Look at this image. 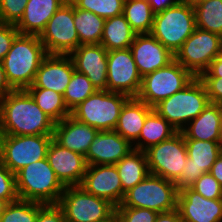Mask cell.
<instances>
[{"mask_svg": "<svg viewBox=\"0 0 222 222\" xmlns=\"http://www.w3.org/2000/svg\"><path fill=\"white\" fill-rule=\"evenodd\" d=\"M8 204L9 202L7 200L0 199V216L3 214Z\"/></svg>", "mask_w": 222, "mask_h": 222, "instance_id": "49", "label": "cell"}, {"mask_svg": "<svg viewBox=\"0 0 222 222\" xmlns=\"http://www.w3.org/2000/svg\"><path fill=\"white\" fill-rule=\"evenodd\" d=\"M184 140L188 158L181 175L174 182L178 191L191 187L200 176L209 173L212 165L221 154L217 141Z\"/></svg>", "mask_w": 222, "mask_h": 222, "instance_id": "15", "label": "cell"}, {"mask_svg": "<svg viewBox=\"0 0 222 222\" xmlns=\"http://www.w3.org/2000/svg\"><path fill=\"white\" fill-rule=\"evenodd\" d=\"M103 222H118L117 217L115 215V213L107 220L103 221Z\"/></svg>", "mask_w": 222, "mask_h": 222, "instance_id": "52", "label": "cell"}, {"mask_svg": "<svg viewBox=\"0 0 222 222\" xmlns=\"http://www.w3.org/2000/svg\"><path fill=\"white\" fill-rule=\"evenodd\" d=\"M46 158L65 187L81 185L88 166L85 156L62 147L52 139Z\"/></svg>", "mask_w": 222, "mask_h": 222, "instance_id": "17", "label": "cell"}, {"mask_svg": "<svg viewBox=\"0 0 222 222\" xmlns=\"http://www.w3.org/2000/svg\"><path fill=\"white\" fill-rule=\"evenodd\" d=\"M0 199L9 203L19 199L16 190L15 174L12 173L0 159Z\"/></svg>", "mask_w": 222, "mask_h": 222, "instance_id": "40", "label": "cell"}, {"mask_svg": "<svg viewBox=\"0 0 222 222\" xmlns=\"http://www.w3.org/2000/svg\"><path fill=\"white\" fill-rule=\"evenodd\" d=\"M39 38L47 54L70 55L79 46L72 2L66 1L56 11Z\"/></svg>", "mask_w": 222, "mask_h": 222, "instance_id": "13", "label": "cell"}, {"mask_svg": "<svg viewBox=\"0 0 222 222\" xmlns=\"http://www.w3.org/2000/svg\"><path fill=\"white\" fill-rule=\"evenodd\" d=\"M155 222H183V220L179 210L176 208L169 212L158 213Z\"/></svg>", "mask_w": 222, "mask_h": 222, "instance_id": "46", "label": "cell"}, {"mask_svg": "<svg viewBox=\"0 0 222 222\" xmlns=\"http://www.w3.org/2000/svg\"><path fill=\"white\" fill-rule=\"evenodd\" d=\"M66 0H28L23 16L15 24L23 35H37L44 31L47 22Z\"/></svg>", "mask_w": 222, "mask_h": 222, "instance_id": "24", "label": "cell"}, {"mask_svg": "<svg viewBox=\"0 0 222 222\" xmlns=\"http://www.w3.org/2000/svg\"><path fill=\"white\" fill-rule=\"evenodd\" d=\"M209 103L210 100L203 83L198 77H195L182 90L161 100L153 109L178 132H181Z\"/></svg>", "mask_w": 222, "mask_h": 222, "instance_id": "4", "label": "cell"}, {"mask_svg": "<svg viewBox=\"0 0 222 222\" xmlns=\"http://www.w3.org/2000/svg\"><path fill=\"white\" fill-rule=\"evenodd\" d=\"M26 91L31 95L42 111L55 123L71 115V112L65 105L62 94L44 88H27Z\"/></svg>", "mask_w": 222, "mask_h": 222, "instance_id": "31", "label": "cell"}, {"mask_svg": "<svg viewBox=\"0 0 222 222\" xmlns=\"http://www.w3.org/2000/svg\"><path fill=\"white\" fill-rule=\"evenodd\" d=\"M137 33L132 29L123 14L105 19L100 44L107 51L127 49Z\"/></svg>", "mask_w": 222, "mask_h": 222, "instance_id": "28", "label": "cell"}, {"mask_svg": "<svg viewBox=\"0 0 222 222\" xmlns=\"http://www.w3.org/2000/svg\"><path fill=\"white\" fill-rule=\"evenodd\" d=\"M210 173L222 186V154L218 156L217 160L212 165Z\"/></svg>", "mask_w": 222, "mask_h": 222, "instance_id": "48", "label": "cell"}, {"mask_svg": "<svg viewBox=\"0 0 222 222\" xmlns=\"http://www.w3.org/2000/svg\"><path fill=\"white\" fill-rule=\"evenodd\" d=\"M58 205L67 222H103L115 213L108 200L87 193L81 186H66Z\"/></svg>", "mask_w": 222, "mask_h": 222, "instance_id": "9", "label": "cell"}, {"mask_svg": "<svg viewBox=\"0 0 222 222\" xmlns=\"http://www.w3.org/2000/svg\"><path fill=\"white\" fill-rule=\"evenodd\" d=\"M107 54L101 44L80 45L70 54L75 70L86 75L97 90L107 87Z\"/></svg>", "mask_w": 222, "mask_h": 222, "instance_id": "21", "label": "cell"}, {"mask_svg": "<svg viewBox=\"0 0 222 222\" xmlns=\"http://www.w3.org/2000/svg\"><path fill=\"white\" fill-rule=\"evenodd\" d=\"M195 76L175 59L167 66L142 77L137 98L154 107L161 100L172 96L187 86Z\"/></svg>", "mask_w": 222, "mask_h": 222, "instance_id": "8", "label": "cell"}, {"mask_svg": "<svg viewBox=\"0 0 222 222\" xmlns=\"http://www.w3.org/2000/svg\"><path fill=\"white\" fill-rule=\"evenodd\" d=\"M130 49L141 77L167 66L174 60V54L151 33L137 34Z\"/></svg>", "mask_w": 222, "mask_h": 222, "instance_id": "18", "label": "cell"}, {"mask_svg": "<svg viewBox=\"0 0 222 222\" xmlns=\"http://www.w3.org/2000/svg\"><path fill=\"white\" fill-rule=\"evenodd\" d=\"M74 71L70 55L47 54L36 72L33 84L28 88L51 89L63 95Z\"/></svg>", "mask_w": 222, "mask_h": 222, "instance_id": "19", "label": "cell"}, {"mask_svg": "<svg viewBox=\"0 0 222 222\" xmlns=\"http://www.w3.org/2000/svg\"><path fill=\"white\" fill-rule=\"evenodd\" d=\"M177 209L183 222H222V199H207L191 187L179 191Z\"/></svg>", "mask_w": 222, "mask_h": 222, "instance_id": "20", "label": "cell"}, {"mask_svg": "<svg viewBox=\"0 0 222 222\" xmlns=\"http://www.w3.org/2000/svg\"><path fill=\"white\" fill-rule=\"evenodd\" d=\"M36 222H67L62 208L58 204L38 202Z\"/></svg>", "mask_w": 222, "mask_h": 222, "instance_id": "41", "label": "cell"}, {"mask_svg": "<svg viewBox=\"0 0 222 222\" xmlns=\"http://www.w3.org/2000/svg\"><path fill=\"white\" fill-rule=\"evenodd\" d=\"M128 95L97 90L71 111V116L99 131L114 130Z\"/></svg>", "mask_w": 222, "mask_h": 222, "instance_id": "7", "label": "cell"}, {"mask_svg": "<svg viewBox=\"0 0 222 222\" xmlns=\"http://www.w3.org/2000/svg\"><path fill=\"white\" fill-rule=\"evenodd\" d=\"M180 2L186 3L188 5H196L197 3L203 1V0H179Z\"/></svg>", "mask_w": 222, "mask_h": 222, "instance_id": "50", "label": "cell"}, {"mask_svg": "<svg viewBox=\"0 0 222 222\" xmlns=\"http://www.w3.org/2000/svg\"><path fill=\"white\" fill-rule=\"evenodd\" d=\"M19 199L58 204L65 186L57 178L47 158L35 161L15 173Z\"/></svg>", "mask_w": 222, "mask_h": 222, "instance_id": "3", "label": "cell"}, {"mask_svg": "<svg viewBox=\"0 0 222 222\" xmlns=\"http://www.w3.org/2000/svg\"><path fill=\"white\" fill-rule=\"evenodd\" d=\"M193 7L196 27L222 36V0H203Z\"/></svg>", "mask_w": 222, "mask_h": 222, "instance_id": "33", "label": "cell"}, {"mask_svg": "<svg viewBox=\"0 0 222 222\" xmlns=\"http://www.w3.org/2000/svg\"><path fill=\"white\" fill-rule=\"evenodd\" d=\"M133 145L115 130L99 131L91 143L85 160L88 166L116 164L130 151Z\"/></svg>", "mask_w": 222, "mask_h": 222, "instance_id": "22", "label": "cell"}, {"mask_svg": "<svg viewBox=\"0 0 222 222\" xmlns=\"http://www.w3.org/2000/svg\"><path fill=\"white\" fill-rule=\"evenodd\" d=\"M87 193L108 200L115 207L123 201V188L114 164L87 166L80 185Z\"/></svg>", "mask_w": 222, "mask_h": 222, "instance_id": "16", "label": "cell"}, {"mask_svg": "<svg viewBox=\"0 0 222 222\" xmlns=\"http://www.w3.org/2000/svg\"><path fill=\"white\" fill-rule=\"evenodd\" d=\"M217 145H218L220 153L222 154V130H221V133H220V135L218 137Z\"/></svg>", "mask_w": 222, "mask_h": 222, "instance_id": "51", "label": "cell"}, {"mask_svg": "<svg viewBox=\"0 0 222 222\" xmlns=\"http://www.w3.org/2000/svg\"><path fill=\"white\" fill-rule=\"evenodd\" d=\"M191 188L207 199H222V186L210 172L200 176Z\"/></svg>", "mask_w": 222, "mask_h": 222, "instance_id": "38", "label": "cell"}, {"mask_svg": "<svg viewBox=\"0 0 222 222\" xmlns=\"http://www.w3.org/2000/svg\"><path fill=\"white\" fill-rule=\"evenodd\" d=\"M149 173L175 182L187 161V149L182 132L145 150Z\"/></svg>", "mask_w": 222, "mask_h": 222, "instance_id": "12", "label": "cell"}, {"mask_svg": "<svg viewBox=\"0 0 222 222\" xmlns=\"http://www.w3.org/2000/svg\"><path fill=\"white\" fill-rule=\"evenodd\" d=\"M198 77H220L222 78V51L211 62L209 68L202 72Z\"/></svg>", "mask_w": 222, "mask_h": 222, "instance_id": "44", "label": "cell"}, {"mask_svg": "<svg viewBox=\"0 0 222 222\" xmlns=\"http://www.w3.org/2000/svg\"><path fill=\"white\" fill-rule=\"evenodd\" d=\"M38 202L18 199L7 205L0 222H36Z\"/></svg>", "mask_w": 222, "mask_h": 222, "instance_id": "35", "label": "cell"}, {"mask_svg": "<svg viewBox=\"0 0 222 222\" xmlns=\"http://www.w3.org/2000/svg\"><path fill=\"white\" fill-rule=\"evenodd\" d=\"M153 107L137 97H130L123 105L115 131L131 144L139 138L146 117L153 111Z\"/></svg>", "mask_w": 222, "mask_h": 222, "instance_id": "25", "label": "cell"}, {"mask_svg": "<svg viewBox=\"0 0 222 222\" xmlns=\"http://www.w3.org/2000/svg\"><path fill=\"white\" fill-rule=\"evenodd\" d=\"M141 84L142 77L137 70L131 49L108 51L106 90L137 97Z\"/></svg>", "mask_w": 222, "mask_h": 222, "instance_id": "14", "label": "cell"}, {"mask_svg": "<svg viewBox=\"0 0 222 222\" xmlns=\"http://www.w3.org/2000/svg\"><path fill=\"white\" fill-rule=\"evenodd\" d=\"M195 29L194 7L178 1L174 6L155 13L150 33L175 55Z\"/></svg>", "mask_w": 222, "mask_h": 222, "instance_id": "5", "label": "cell"}, {"mask_svg": "<svg viewBox=\"0 0 222 222\" xmlns=\"http://www.w3.org/2000/svg\"><path fill=\"white\" fill-rule=\"evenodd\" d=\"M125 193L138 183L143 181L149 174L145 151L133 149L119 162L115 164Z\"/></svg>", "mask_w": 222, "mask_h": 222, "instance_id": "27", "label": "cell"}, {"mask_svg": "<svg viewBox=\"0 0 222 222\" xmlns=\"http://www.w3.org/2000/svg\"><path fill=\"white\" fill-rule=\"evenodd\" d=\"M46 55L39 36L19 34L2 60L10 86L14 90H26L30 87Z\"/></svg>", "mask_w": 222, "mask_h": 222, "instance_id": "2", "label": "cell"}, {"mask_svg": "<svg viewBox=\"0 0 222 222\" xmlns=\"http://www.w3.org/2000/svg\"><path fill=\"white\" fill-rule=\"evenodd\" d=\"M72 3L79 9L108 19L123 14L125 0H73Z\"/></svg>", "mask_w": 222, "mask_h": 222, "instance_id": "36", "label": "cell"}, {"mask_svg": "<svg viewBox=\"0 0 222 222\" xmlns=\"http://www.w3.org/2000/svg\"><path fill=\"white\" fill-rule=\"evenodd\" d=\"M19 34L14 24L0 22V61L4 59Z\"/></svg>", "mask_w": 222, "mask_h": 222, "instance_id": "42", "label": "cell"}, {"mask_svg": "<svg viewBox=\"0 0 222 222\" xmlns=\"http://www.w3.org/2000/svg\"><path fill=\"white\" fill-rule=\"evenodd\" d=\"M150 4L152 11L158 13L174 6L179 0H144Z\"/></svg>", "mask_w": 222, "mask_h": 222, "instance_id": "45", "label": "cell"}, {"mask_svg": "<svg viewBox=\"0 0 222 222\" xmlns=\"http://www.w3.org/2000/svg\"><path fill=\"white\" fill-rule=\"evenodd\" d=\"M123 15L137 34L151 32L155 13L146 1L125 0Z\"/></svg>", "mask_w": 222, "mask_h": 222, "instance_id": "32", "label": "cell"}, {"mask_svg": "<svg viewBox=\"0 0 222 222\" xmlns=\"http://www.w3.org/2000/svg\"><path fill=\"white\" fill-rule=\"evenodd\" d=\"M3 133L0 125V153H1V141H2Z\"/></svg>", "mask_w": 222, "mask_h": 222, "instance_id": "53", "label": "cell"}, {"mask_svg": "<svg viewBox=\"0 0 222 222\" xmlns=\"http://www.w3.org/2000/svg\"><path fill=\"white\" fill-rule=\"evenodd\" d=\"M96 91L97 89L93 86L87 76L75 70L70 79V83L63 94L65 105L71 112Z\"/></svg>", "mask_w": 222, "mask_h": 222, "instance_id": "34", "label": "cell"}, {"mask_svg": "<svg viewBox=\"0 0 222 222\" xmlns=\"http://www.w3.org/2000/svg\"><path fill=\"white\" fill-rule=\"evenodd\" d=\"M98 132L69 115L55 123L53 139L62 147L85 156Z\"/></svg>", "mask_w": 222, "mask_h": 222, "instance_id": "23", "label": "cell"}, {"mask_svg": "<svg viewBox=\"0 0 222 222\" xmlns=\"http://www.w3.org/2000/svg\"><path fill=\"white\" fill-rule=\"evenodd\" d=\"M53 135H3L0 159L16 173L35 161L45 159Z\"/></svg>", "mask_w": 222, "mask_h": 222, "instance_id": "11", "label": "cell"}, {"mask_svg": "<svg viewBox=\"0 0 222 222\" xmlns=\"http://www.w3.org/2000/svg\"><path fill=\"white\" fill-rule=\"evenodd\" d=\"M118 222H155L158 212L134 207H115Z\"/></svg>", "mask_w": 222, "mask_h": 222, "instance_id": "37", "label": "cell"}, {"mask_svg": "<svg viewBox=\"0 0 222 222\" xmlns=\"http://www.w3.org/2000/svg\"><path fill=\"white\" fill-rule=\"evenodd\" d=\"M178 193L174 182L149 173L143 181L125 193L122 203L117 207L169 212L177 208Z\"/></svg>", "mask_w": 222, "mask_h": 222, "instance_id": "6", "label": "cell"}, {"mask_svg": "<svg viewBox=\"0 0 222 222\" xmlns=\"http://www.w3.org/2000/svg\"><path fill=\"white\" fill-rule=\"evenodd\" d=\"M190 126V127H189ZM222 130V106L209 103L181 132L184 139L217 141Z\"/></svg>", "mask_w": 222, "mask_h": 222, "instance_id": "26", "label": "cell"}, {"mask_svg": "<svg viewBox=\"0 0 222 222\" xmlns=\"http://www.w3.org/2000/svg\"><path fill=\"white\" fill-rule=\"evenodd\" d=\"M105 19L74 5V25L80 45L100 44Z\"/></svg>", "mask_w": 222, "mask_h": 222, "instance_id": "30", "label": "cell"}, {"mask_svg": "<svg viewBox=\"0 0 222 222\" xmlns=\"http://www.w3.org/2000/svg\"><path fill=\"white\" fill-rule=\"evenodd\" d=\"M221 51V35L196 27L176 52L174 59L198 77L209 68Z\"/></svg>", "mask_w": 222, "mask_h": 222, "instance_id": "10", "label": "cell"}, {"mask_svg": "<svg viewBox=\"0 0 222 222\" xmlns=\"http://www.w3.org/2000/svg\"><path fill=\"white\" fill-rule=\"evenodd\" d=\"M3 135H53L55 122L26 90H14L0 98Z\"/></svg>", "mask_w": 222, "mask_h": 222, "instance_id": "1", "label": "cell"}, {"mask_svg": "<svg viewBox=\"0 0 222 222\" xmlns=\"http://www.w3.org/2000/svg\"><path fill=\"white\" fill-rule=\"evenodd\" d=\"M28 0H0V22L16 24L23 16Z\"/></svg>", "mask_w": 222, "mask_h": 222, "instance_id": "39", "label": "cell"}, {"mask_svg": "<svg viewBox=\"0 0 222 222\" xmlns=\"http://www.w3.org/2000/svg\"><path fill=\"white\" fill-rule=\"evenodd\" d=\"M178 131L155 110H153L144 122L143 128L133 149L145 151L149 147L168 140ZM142 139L144 141H142ZM142 141V142H141Z\"/></svg>", "mask_w": 222, "mask_h": 222, "instance_id": "29", "label": "cell"}, {"mask_svg": "<svg viewBox=\"0 0 222 222\" xmlns=\"http://www.w3.org/2000/svg\"><path fill=\"white\" fill-rule=\"evenodd\" d=\"M14 89L10 86L6 78V73L3 68V63L0 61V98L5 97L8 93L13 92Z\"/></svg>", "mask_w": 222, "mask_h": 222, "instance_id": "47", "label": "cell"}, {"mask_svg": "<svg viewBox=\"0 0 222 222\" xmlns=\"http://www.w3.org/2000/svg\"><path fill=\"white\" fill-rule=\"evenodd\" d=\"M203 83L210 103L222 106V78L220 77H198Z\"/></svg>", "mask_w": 222, "mask_h": 222, "instance_id": "43", "label": "cell"}]
</instances>
